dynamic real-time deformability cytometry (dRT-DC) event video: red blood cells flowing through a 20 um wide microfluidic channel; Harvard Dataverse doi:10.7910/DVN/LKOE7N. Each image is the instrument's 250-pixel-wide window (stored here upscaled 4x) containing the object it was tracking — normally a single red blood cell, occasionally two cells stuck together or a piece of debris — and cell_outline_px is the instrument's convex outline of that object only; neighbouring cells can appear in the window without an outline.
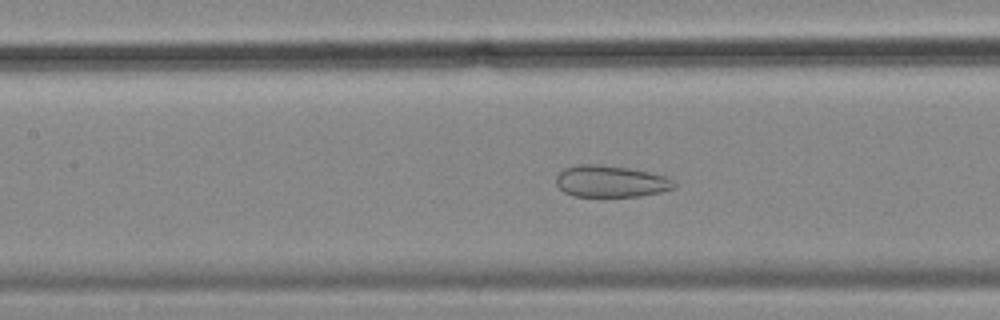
{"species": "common noctule bat (a hibernating species)", "species_latin": "Nyctalus noctula", "temperature_condition": "cold", "stored_images_in_passage": 46, "camera_frame_rate_fps": 3000, "um_per_image_px": 0.085, "animal": {"sex": "female", "body_mass_g": 18.4}, "frame": {"image": 1, "passage_image": 15, "time_ms": 4.667, "image_size_px": [1000, 320], "cell_outline_px": [[676, 188], [660, 192], [640, 196], [572, 196], [564, 192], [556, 184], [556, 176], [564, 168], [576, 164], [596, 164], [628, 168], [648, 172], [664, 176], [672, 180], [676, 184]], "centroid_in_image_um": [51.89, 15.41], "position_along_channel_um": 155.5, "area_um2": 21.73}}
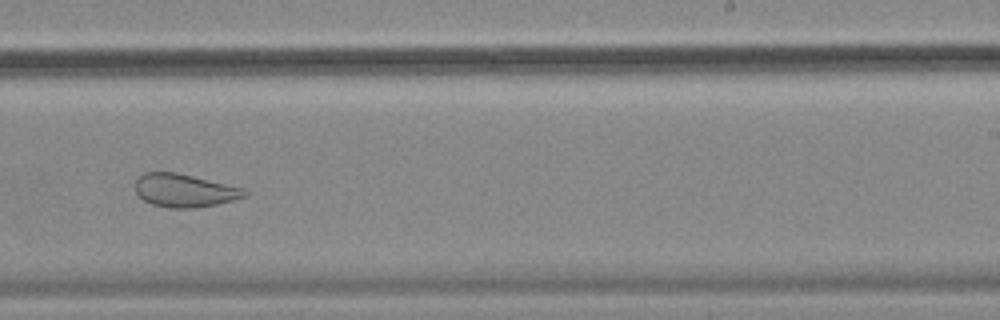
{"frame": {"image": 2, "passage_image": 25, "time_ms": 8.0, "image_size_px": [1000, 320], "cell_outline_px": [[248, 196], [216, 204], [196, 208], [168, 208], [152, 204], [144, 200], [136, 192], [136, 180], [144, 172], [176, 172], [244, 188], [248, 192]], "centroid_in_image_um": [15.69, 16.19], "position_along_channel_um": 273.3, "area_um2": 21.04}}
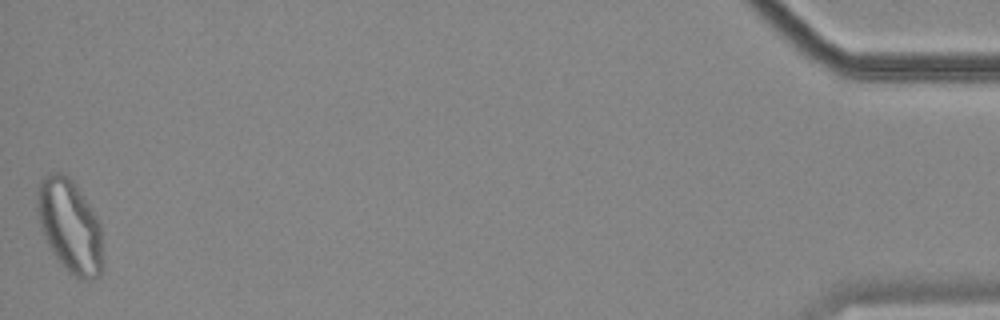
{"frame": {"image": 3, "passage_image": 46, "time_ms": 15.0, "image_size_px": [1000, 320], "cell_outline_px": [[100, 276], [92, 280], [80, 280], [68, 272], [60, 264], [48, 244], [44, 236], [40, 224], [36, 208], [36, 188], [40, 180], [44, 176], [52, 172], [60, 172], [68, 176], [76, 184], [100, 224]], "centroid_in_image_um": [5.88, 19.19], "position_along_channel_um": 429.3, "area_um2": 35.32}, "authors_computed_cell_mechanics": {"area_um2": 27.9463, "velocity_mm_per_s": 3.5593, "shape_relaxation_time_tau1_ms": null, "shape_relaxation_time_tau2_ms": 1.4749, "deformation_change_tau1": null, "deformation_change_tau2": 0.0888}}